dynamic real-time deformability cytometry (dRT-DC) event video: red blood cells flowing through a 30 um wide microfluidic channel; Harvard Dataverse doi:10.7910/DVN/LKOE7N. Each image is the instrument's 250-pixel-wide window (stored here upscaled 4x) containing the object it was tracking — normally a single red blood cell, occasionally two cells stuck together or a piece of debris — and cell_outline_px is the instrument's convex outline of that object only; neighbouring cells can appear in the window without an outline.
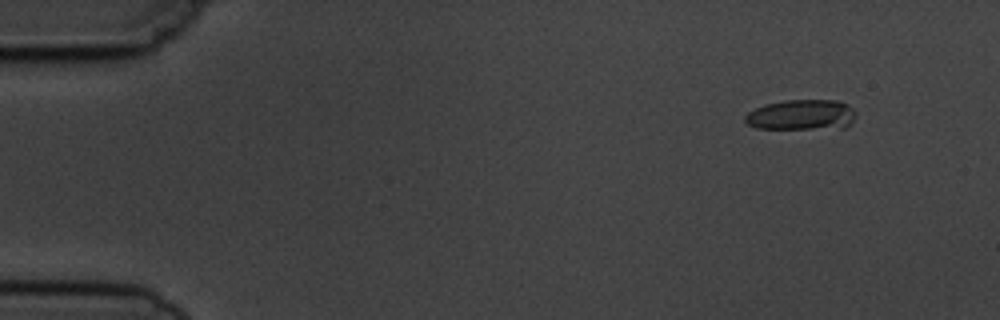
{"species": "common noctule bat (a hibernating species)", "species_latin": "Nyctalus noctula", "temperature_condition": "cold", "stored_images_in_passage": 6, "camera_frame_rate_fps": 3000, "um_per_image_px": 0.085, "animal": {"sex": "male", "body_mass_g": 19.5, "forearm_length_mm": 54.6}, "frame": {"image": 1, "passage_image": 2, "time_ms": 1.333, "image_size_px": [1000, 320], "cell_outline_px": [[856, 116], [852, 124], [844, 128], [756, 128], [748, 124], [744, 120], [744, 116], [748, 112], [764, 104], [784, 100], [836, 100], [848, 104], [856, 112]], "centroid_in_image_um": [68.16, 9.75], "position_along_channel_um": 16.8, "area_um2": 19.77}}